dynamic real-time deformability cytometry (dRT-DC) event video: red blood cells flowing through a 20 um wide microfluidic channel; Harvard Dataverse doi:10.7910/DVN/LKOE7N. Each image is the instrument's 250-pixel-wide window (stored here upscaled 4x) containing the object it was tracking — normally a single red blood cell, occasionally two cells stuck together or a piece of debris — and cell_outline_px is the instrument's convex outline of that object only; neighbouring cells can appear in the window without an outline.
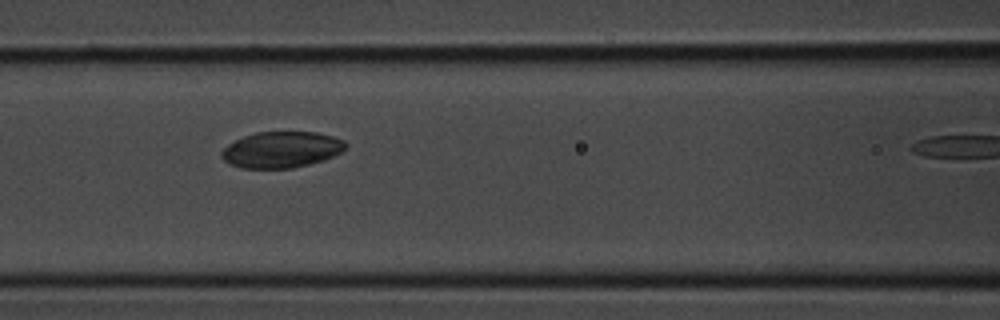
{"species": "common noctule bat (a hibernating species)", "species_latin": "Nyctalus noctula", "temperature_condition": "room temperature", "stored_images_in_passage": 12, "camera_frame_rate_fps": 3000, "um_per_image_px": 0.085, "animal": {"sex": "male", "body_mass_g": 20.1, "forearm_length_mm": 53.5}, "frame": {"image": 1, "passage_image": 9, "time_ms": 2.667, "image_size_px": [1000, 320], "cell_outline_px": [[348, 148], [324, 160], [292, 168], [240, 168], [228, 164], [220, 156], [220, 152], [228, 144], [244, 136], [256, 132], [316, 132], [332, 136], [344, 140], [348, 144]], "centroid_in_image_um": [23.92, 12.72], "position_along_channel_um": 142.7, "area_um2": 26.24}}